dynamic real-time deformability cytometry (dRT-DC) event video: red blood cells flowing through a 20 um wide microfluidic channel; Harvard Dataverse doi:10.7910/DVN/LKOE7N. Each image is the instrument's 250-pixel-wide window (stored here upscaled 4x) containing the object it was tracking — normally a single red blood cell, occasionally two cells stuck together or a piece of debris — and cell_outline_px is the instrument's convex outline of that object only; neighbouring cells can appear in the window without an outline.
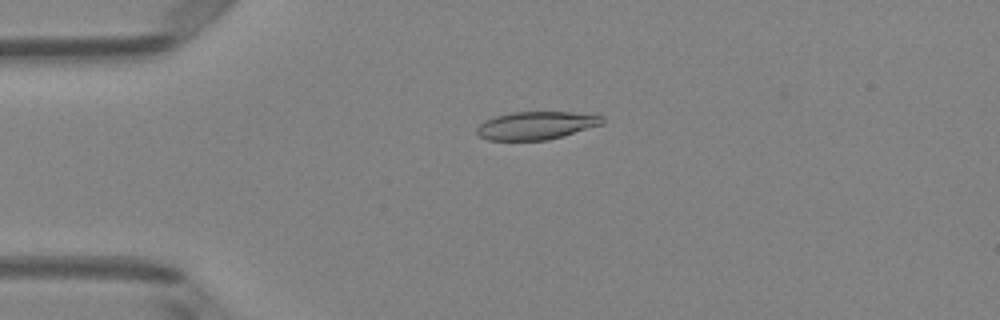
{"species": "Egyptian fruit bat (a non-hibernating species)", "species_latin": "Rousettus aegyptiacus", "temperature_condition": "room temperature", "stored_images_in_passage": 2, "camera_frame_rate_fps": 3000, "um_per_image_px": 0.085, "animal": {"sex": "female"}, "frame": {"image": 1, "passage_image": 1, "time_ms": 0.0, "image_size_px": [1000, 320], "cell_outline_px": [[604, 124], [548, 140], [488, 140], [480, 136], [476, 132], [476, 128], [484, 120], [496, 116], [512, 112], [572, 112], [604, 116]], "centroid_in_image_um": [45.58, 10.66], "position_along_channel_um": 39.4, "area_um2": 20.46}}